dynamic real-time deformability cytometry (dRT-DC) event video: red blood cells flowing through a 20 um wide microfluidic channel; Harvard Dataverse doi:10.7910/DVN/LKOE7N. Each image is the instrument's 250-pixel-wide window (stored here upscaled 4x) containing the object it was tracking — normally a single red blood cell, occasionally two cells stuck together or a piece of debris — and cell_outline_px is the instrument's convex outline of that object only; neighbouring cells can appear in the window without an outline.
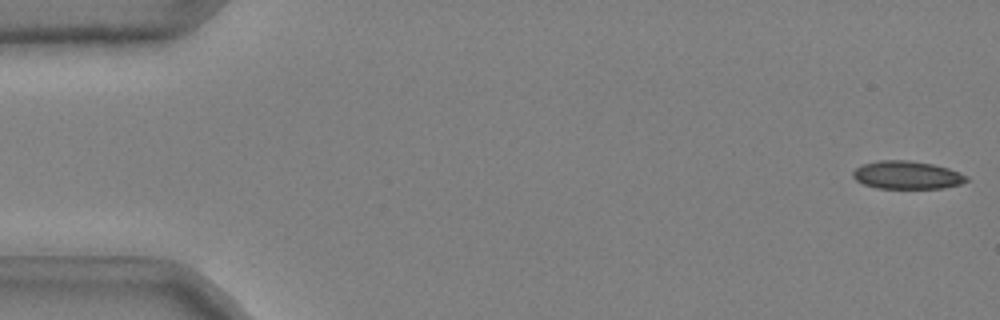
{"species": "common noctule bat (a hibernating species)", "species_latin": "Nyctalus noctula", "temperature_condition": "cold", "stored_images_in_passage": 51, "camera_frame_rate_fps": 3000, "um_per_image_px": 0.085, "animal": {"sex": "male", "body_mass_g": 20.4}, "frame": {"image": 1, "passage_image": 1, "time_ms": 0.0, "image_size_px": [1000, 320], "cell_outline_px": [[968, 180], [960, 184], [944, 188], [876, 188], [864, 184], [856, 180], [852, 176], [852, 172], [856, 168], [864, 164], [880, 160], [908, 160], [932, 164], [948, 168], [960, 172], [968, 176]], "centroid_in_image_um": [77.1, 14.88], "position_along_channel_um": 7.9, "area_um2": 18.5}}
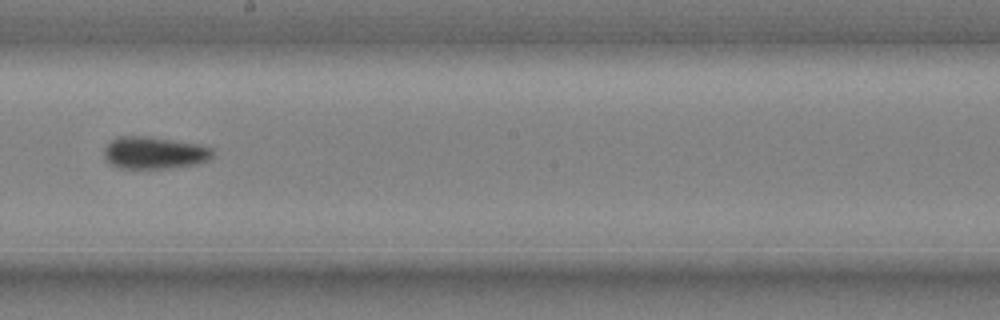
{"frame": {"image": 2, "passage_image": 30, "time_ms": 9.667, "image_size_px": [1000, 320], "cell_outline_px": [[212, 156], [208, 160], [196, 164], [172, 168], [120, 168], [112, 164], [104, 156], [104, 148], [116, 136], [144, 136], [200, 144], [212, 148]], "centroid_in_image_um": [13.12, 12.98], "position_along_channel_um": 235.1, "area_um2": 20.23}}
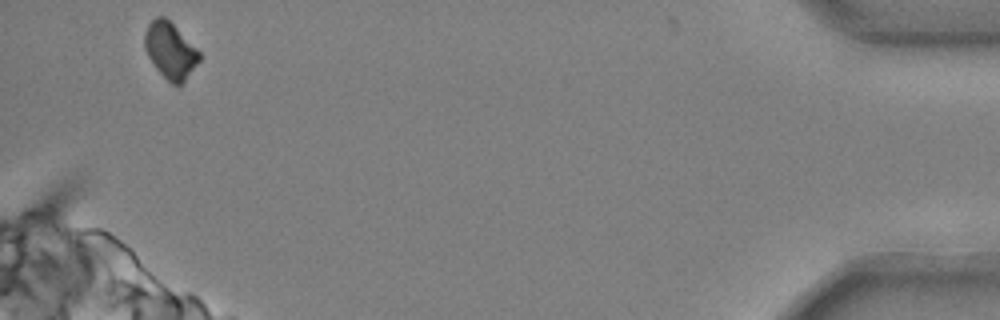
{"frame": {"image": 3, "passage_image": 50, "time_ms": 16.333, "image_size_px": [1000, 320], "cell_outline_px": [[200, 60], [184, 80], [180, 84], [172, 84], [156, 68], [148, 56], [144, 48], [144, 32], [148, 24], [156, 16], [164, 16], [200, 52]], "centroid_in_image_um": [14.44, 4.27], "position_along_channel_um": 420.8, "area_um2": 17.46}, "authors_computed_cell_mechanics": {"area_um2": 19.5942, "velocity_mm_per_s": 3.7189, "shape_relaxation_time_tau1_ms": 8.4502, "shape_relaxation_time_tau2_ms": null, "deformation_change_tau1": 0.1311, "deformation_change_tau2": null}}